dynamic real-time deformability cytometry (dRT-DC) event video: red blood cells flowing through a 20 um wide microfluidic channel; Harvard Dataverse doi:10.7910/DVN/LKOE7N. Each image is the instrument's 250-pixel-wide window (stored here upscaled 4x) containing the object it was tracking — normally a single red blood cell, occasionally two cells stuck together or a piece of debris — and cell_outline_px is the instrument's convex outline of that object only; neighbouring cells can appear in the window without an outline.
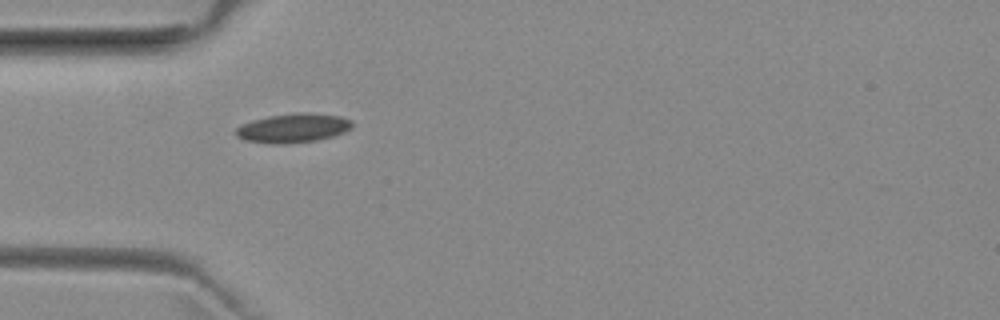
{"species": "common noctule bat (a hibernating species)", "species_latin": "Nyctalus noctula", "temperature_condition": "room temperature", "stored_images_in_passage": 39, "camera_frame_rate_fps": 3000, "um_per_image_px": 0.085, "animal": {"sex": "female", "body_mass_g": 29.2, "forearm_length_mm": 56.3}, "frame": {"image": 1, "passage_image": 1, "time_ms": 0.0, "image_size_px": [1000, 320], "cell_outline_px": [[352, 128], [344, 132], [332, 136], [316, 140], [284, 144], [276, 144], [248, 140], [236, 136], [236, 128], [252, 120], [268, 116], [300, 112], [340, 116], [352, 120]], "centroid_in_image_um": [24.94, 10.88], "position_along_channel_um": 60.1, "area_um2": 19.42}}
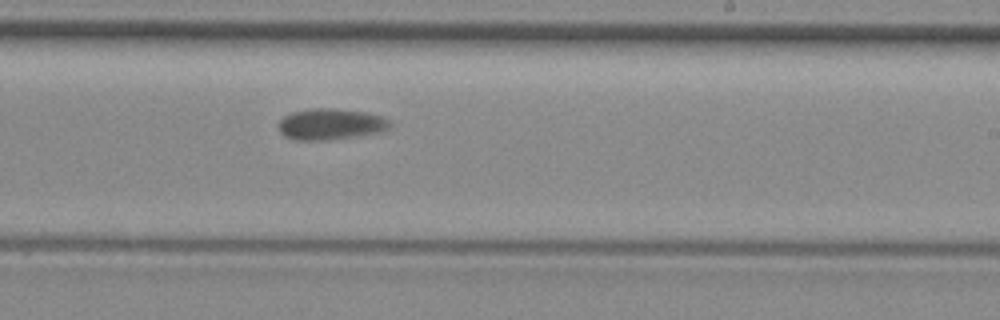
{"frame": {"image": 2, "passage_image": 17, "time_ms": 5.333, "image_size_px": [1000, 320], "cell_outline_px": [[392, 124], [388, 128], [380, 132], [324, 140], [296, 140], [284, 136], [280, 132], [280, 120], [284, 116], [292, 112], [308, 108], [332, 108], [368, 112], [384, 116]], "centroid_in_image_um": [28.11, 10.53], "position_along_channel_um": 260.9, "area_um2": 20.17}}
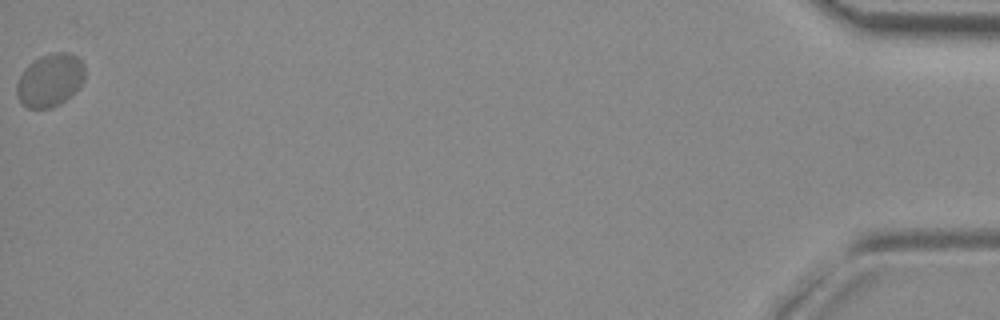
{"frame": {"image": 3, "passage_image": 39, "time_ms": 12.667, "image_size_px": [1000, 320], "cell_outline_px": [[84, 80], [64, 100], [52, 108], [28, 108], [20, 100], [16, 92], [16, 84], [24, 68], [32, 60], [40, 56], [52, 52], [68, 52], [76, 56], [84, 64]], "centroid_in_image_um": [4.22, 6.78], "position_along_channel_um": 431.0, "area_um2": 20.81}}